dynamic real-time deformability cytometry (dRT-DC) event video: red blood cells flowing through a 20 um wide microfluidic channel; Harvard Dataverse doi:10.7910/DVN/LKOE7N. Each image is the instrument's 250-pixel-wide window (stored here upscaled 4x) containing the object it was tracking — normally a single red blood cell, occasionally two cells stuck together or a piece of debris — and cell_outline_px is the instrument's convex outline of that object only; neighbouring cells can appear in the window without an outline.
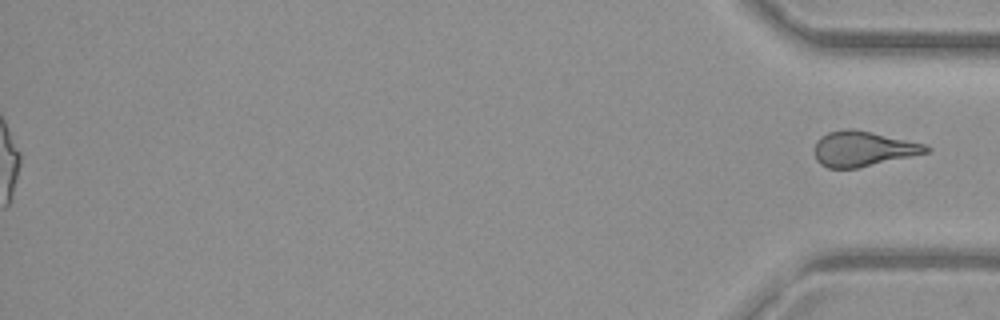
{"species": "common noctule bat (a hibernating species)", "species_latin": "Nyctalus noctula", "temperature_condition": "warm", "stored_images_in_passage": 44, "segment_of_instrument_passage": [2, 2], "camera_frame_rate_fps": 3000, "um_per_image_px": 0.085, "animal": {"sex": "female", "body_mass_g": 29.2, "forearm_length_mm": 56.3}, "frame": {"image": 1, "passage_image": 44, "time_ms": 14.333, "image_size_px": [1000, 320], "cell_outline_px": [[932, 148], [928, 152], [912, 156], [856, 168], [828, 168], [820, 164], [816, 160], [812, 148], [816, 140], [820, 136], [828, 132], [844, 128], [852, 128], [872, 132], [928, 144]], "centroid_in_image_um": [73.32, 12.63], "position_along_channel_um": 361.9, "area_um2": 23.24}}